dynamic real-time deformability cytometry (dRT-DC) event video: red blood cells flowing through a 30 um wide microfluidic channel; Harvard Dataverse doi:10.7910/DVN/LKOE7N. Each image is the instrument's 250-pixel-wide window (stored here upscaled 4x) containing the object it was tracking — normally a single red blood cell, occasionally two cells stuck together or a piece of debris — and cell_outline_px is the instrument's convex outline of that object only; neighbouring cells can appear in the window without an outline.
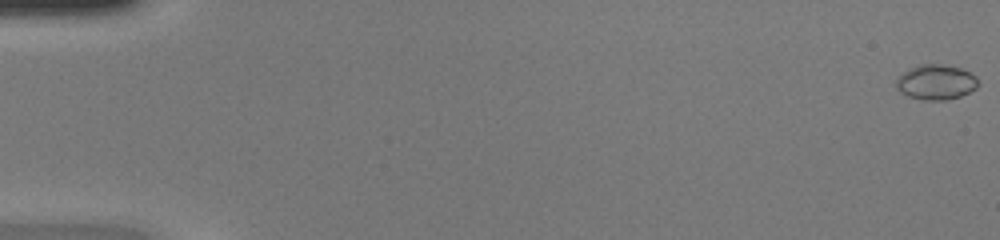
{"species": "common noctule bat (a hibernating species)", "species_latin": "Nyctalus noctula", "temperature_condition": "warm", "stored_images_in_passage": 49, "camera_frame_rate_fps": 3000, "um_per_image_px": 0.085, "animal": {"sex": "female", "body_mass_g": 20.0, "forearm_length_mm": 54.0}, "frame": {"image": 1, "passage_image": 1, "time_ms": 0.0, "image_size_px": [1000, 240], "cell_outline_px": [[980, 84], [976, 88], [960, 96], [944, 100], [924, 100], [908, 96], [900, 92], [896, 88], [896, 80], [904, 72], [920, 64], [940, 64], [960, 68], [976, 76]], "centroid_in_image_um": [79.57, 6.99], "position_along_channel_um": 5.4, "area_um2": 16.59}}
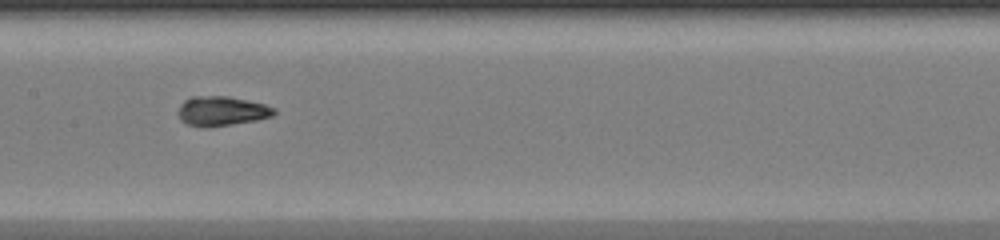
{"frame": {"image": 2, "passage_image": 26, "time_ms": 8.333, "image_size_px": [1000, 240], "cell_outline_px": [[276, 112], [272, 116], [256, 120], [232, 124], [188, 124], [180, 120], [176, 112], [180, 104], [184, 100], [192, 96], [228, 96], [264, 104], [276, 108]], "centroid_in_image_um": [18.84, 9.39], "position_along_channel_um": 188.6, "area_um2": 16.01}}
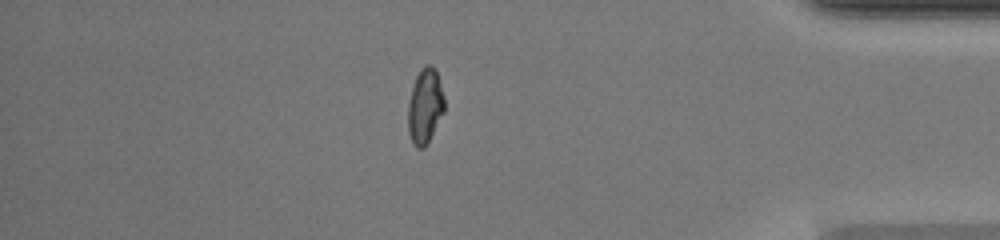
{"frame": {"image": 3, "passage_image": 43, "time_ms": 14.0, "image_size_px": [1000, 240], "cell_outline_px": [[444, 112], [424, 148], [416, 148], [412, 144], [408, 132], [408, 104], [412, 88], [416, 76], [420, 68], [424, 64], [432, 64], [436, 72], [444, 96]], "centroid_in_image_um": [36.11, 9.02], "position_along_channel_um": 399.1, "area_um2": 15.9}, "authors_computed_cell_mechanics": {"area_um2": 16.0106, "velocity_mm_per_s": 4.2918, "shape_relaxation_time_tau1_ms": 4.2805, "shape_relaxation_time_tau2_ms": null, "deformation_change_tau1": 0.2463, "deformation_change_tau2": null}}